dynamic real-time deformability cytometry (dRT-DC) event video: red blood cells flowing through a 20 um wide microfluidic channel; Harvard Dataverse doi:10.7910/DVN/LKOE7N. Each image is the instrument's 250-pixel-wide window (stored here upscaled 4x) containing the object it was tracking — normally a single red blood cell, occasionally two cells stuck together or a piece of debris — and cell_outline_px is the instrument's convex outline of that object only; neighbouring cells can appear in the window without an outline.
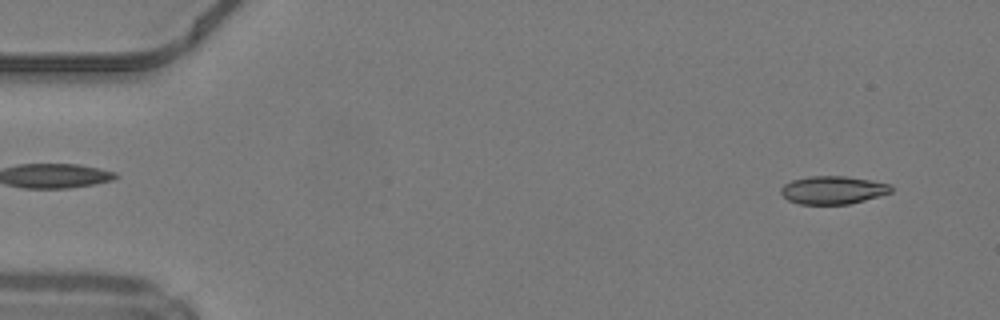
{"species": "common noctule bat (a hibernating species)", "species_latin": "Nyctalus noctula", "temperature_condition": "warm", "stored_images_in_passage": 48, "camera_frame_rate_fps": 3000, "um_per_image_px": 0.085, "animal": {"sex": "male", "body_mass_g": 19.2, "forearm_length_mm": 51.8}, "frame": {"image": 1, "passage_image": 3, "time_ms": 0.667, "image_size_px": [1000, 320], "cell_outline_px": [[892, 192], [864, 200], [848, 204], [800, 204], [788, 200], [780, 192], [780, 188], [784, 184], [792, 180], [808, 176], [844, 176], [892, 184]], "centroid_in_image_um": [70.78, 16.15], "position_along_channel_um": 14.2, "area_um2": 17.92}}
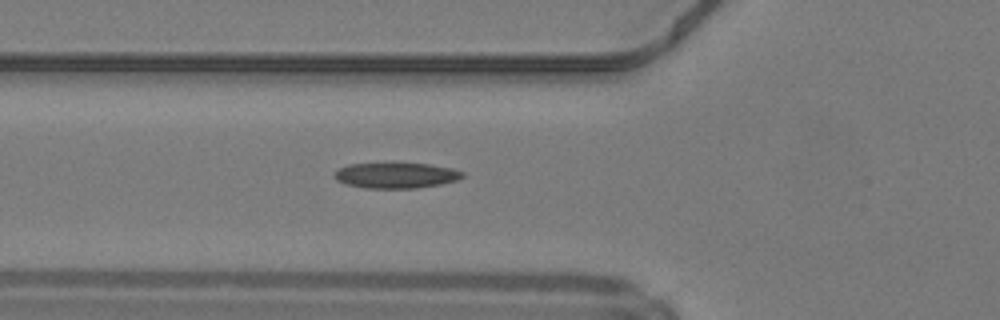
{"frame": {"image": 2, "passage_image": 17, "time_ms": 5.333, "image_size_px": [1000, 320], "cell_outline_px": [[464, 176], [456, 180], [440, 184], [416, 188], [364, 188], [348, 184], [336, 180], [332, 176], [340, 168], [348, 164], [428, 164], [452, 168], [464, 172]], "centroid_in_image_um": [33.66, 14.92], "position_along_channel_um": 92.1, "area_um2": 18.79}}
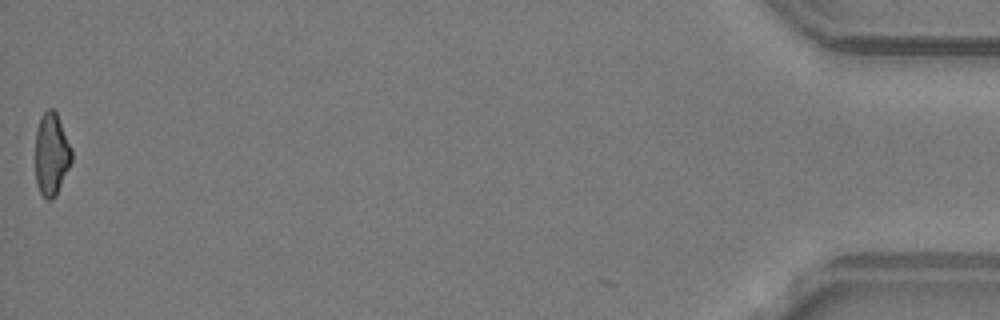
{"frame": {"image": 3, "passage_image": 48, "time_ms": 15.667, "image_size_px": [1000, 320], "cell_outline_px": [[72, 160], [56, 196], [52, 200], [48, 200], [40, 192], [36, 184], [36, 128], [40, 116], [48, 108], [52, 108], [56, 112], [72, 148]], "centroid_in_image_um": [4.37, 13.1], "position_along_channel_um": 430.8, "area_um2": 17.51}, "authors_computed_cell_mechanics": {"area_um2": 18.6694, "velocity_mm_per_s": 4.2377, "shape_relaxation_time_tau1_ms": 6.6051, "shape_relaxation_time_tau2_ms": 6.16, "deformation_change_tau1": 0.181, "deformation_change_tau2": 0.1697}}